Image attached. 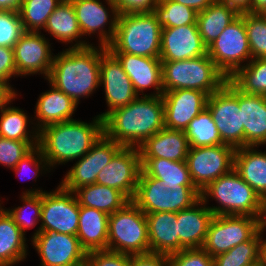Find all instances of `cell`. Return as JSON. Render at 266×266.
Listing matches in <instances>:
<instances>
[{
	"label": "cell",
	"mask_w": 266,
	"mask_h": 266,
	"mask_svg": "<svg viewBox=\"0 0 266 266\" xmlns=\"http://www.w3.org/2000/svg\"><path fill=\"white\" fill-rule=\"evenodd\" d=\"M118 14L152 12L159 0H112Z\"/></svg>",
	"instance_id": "681fc988"
},
{
	"label": "cell",
	"mask_w": 266,
	"mask_h": 266,
	"mask_svg": "<svg viewBox=\"0 0 266 266\" xmlns=\"http://www.w3.org/2000/svg\"><path fill=\"white\" fill-rule=\"evenodd\" d=\"M112 54L120 62L139 96L163 95L162 65L160 58L137 56L128 53ZM149 88H153L154 91L153 93L146 94L144 91Z\"/></svg>",
	"instance_id": "7402d4cb"
},
{
	"label": "cell",
	"mask_w": 266,
	"mask_h": 266,
	"mask_svg": "<svg viewBox=\"0 0 266 266\" xmlns=\"http://www.w3.org/2000/svg\"><path fill=\"white\" fill-rule=\"evenodd\" d=\"M141 171L139 148L123 146L99 172L96 183L117 189L133 200Z\"/></svg>",
	"instance_id": "ac0fdd59"
},
{
	"label": "cell",
	"mask_w": 266,
	"mask_h": 266,
	"mask_svg": "<svg viewBox=\"0 0 266 266\" xmlns=\"http://www.w3.org/2000/svg\"><path fill=\"white\" fill-rule=\"evenodd\" d=\"M141 170L149 177L179 186H194L186 161H171L164 158H141Z\"/></svg>",
	"instance_id": "e575fe53"
},
{
	"label": "cell",
	"mask_w": 266,
	"mask_h": 266,
	"mask_svg": "<svg viewBox=\"0 0 266 266\" xmlns=\"http://www.w3.org/2000/svg\"><path fill=\"white\" fill-rule=\"evenodd\" d=\"M210 111L223 144L239 149L244 147L242 111L238 105V88L228 79L217 92L208 96Z\"/></svg>",
	"instance_id": "30bf717a"
},
{
	"label": "cell",
	"mask_w": 266,
	"mask_h": 266,
	"mask_svg": "<svg viewBox=\"0 0 266 266\" xmlns=\"http://www.w3.org/2000/svg\"><path fill=\"white\" fill-rule=\"evenodd\" d=\"M145 215L148 223L150 253L169 256L180 252L177 213L155 212Z\"/></svg>",
	"instance_id": "484cf974"
},
{
	"label": "cell",
	"mask_w": 266,
	"mask_h": 266,
	"mask_svg": "<svg viewBox=\"0 0 266 266\" xmlns=\"http://www.w3.org/2000/svg\"><path fill=\"white\" fill-rule=\"evenodd\" d=\"M87 266H131V255L110 250H95L86 253Z\"/></svg>",
	"instance_id": "7dc6e473"
},
{
	"label": "cell",
	"mask_w": 266,
	"mask_h": 266,
	"mask_svg": "<svg viewBox=\"0 0 266 266\" xmlns=\"http://www.w3.org/2000/svg\"><path fill=\"white\" fill-rule=\"evenodd\" d=\"M238 16L235 10L220 0H215L205 10L198 12L196 23L204 45L208 47L213 43Z\"/></svg>",
	"instance_id": "d6a6232c"
},
{
	"label": "cell",
	"mask_w": 266,
	"mask_h": 266,
	"mask_svg": "<svg viewBox=\"0 0 266 266\" xmlns=\"http://www.w3.org/2000/svg\"><path fill=\"white\" fill-rule=\"evenodd\" d=\"M229 80L246 94L266 96V58L252 59Z\"/></svg>",
	"instance_id": "8d00e7d4"
},
{
	"label": "cell",
	"mask_w": 266,
	"mask_h": 266,
	"mask_svg": "<svg viewBox=\"0 0 266 266\" xmlns=\"http://www.w3.org/2000/svg\"><path fill=\"white\" fill-rule=\"evenodd\" d=\"M49 41L42 32L25 31L21 35L13 47L18 77L41 74L48 78L55 55Z\"/></svg>",
	"instance_id": "d6986e66"
},
{
	"label": "cell",
	"mask_w": 266,
	"mask_h": 266,
	"mask_svg": "<svg viewBox=\"0 0 266 266\" xmlns=\"http://www.w3.org/2000/svg\"><path fill=\"white\" fill-rule=\"evenodd\" d=\"M153 14L162 28L197 24V12L173 0H159L153 8Z\"/></svg>",
	"instance_id": "60d3db41"
},
{
	"label": "cell",
	"mask_w": 266,
	"mask_h": 266,
	"mask_svg": "<svg viewBox=\"0 0 266 266\" xmlns=\"http://www.w3.org/2000/svg\"><path fill=\"white\" fill-rule=\"evenodd\" d=\"M48 35L62 44H71L68 48H85L93 45L82 39L76 13L71 1L63 0L48 17L43 29ZM75 43H74V42ZM90 43V44H89Z\"/></svg>",
	"instance_id": "83f0119b"
},
{
	"label": "cell",
	"mask_w": 266,
	"mask_h": 266,
	"mask_svg": "<svg viewBox=\"0 0 266 266\" xmlns=\"http://www.w3.org/2000/svg\"><path fill=\"white\" fill-rule=\"evenodd\" d=\"M165 127L162 96H138L103 119L104 135L124 147H140Z\"/></svg>",
	"instance_id": "6da1fadb"
},
{
	"label": "cell",
	"mask_w": 266,
	"mask_h": 266,
	"mask_svg": "<svg viewBox=\"0 0 266 266\" xmlns=\"http://www.w3.org/2000/svg\"><path fill=\"white\" fill-rule=\"evenodd\" d=\"M107 250L130 255L150 253L146 215L132 200L109 215Z\"/></svg>",
	"instance_id": "ba28073f"
},
{
	"label": "cell",
	"mask_w": 266,
	"mask_h": 266,
	"mask_svg": "<svg viewBox=\"0 0 266 266\" xmlns=\"http://www.w3.org/2000/svg\"><path fill=\"white\" fill-rule=\"evenodd\" d=\"M18 78L13 47L0 46V84L9 88L14 94H18L10 84L11 79Z\"/></svg>",
	"instance_id": "c3c4849f"
},
{
	"label": "cell",
	"mask_w": 266,
	"mask_h": 266,
	"mask_svg": "<svg viewBox=\"0 0 266 266\" xmlns=\"http://www.w3.org/2000/svg\"><path fill=\"white\" fill-rule=\"evenodd\" d=\"M109 215L95 208L80 206L76 236L86 251L107 250Z\"/></svg>",
	"instance_id": "f546056e"
},
{
	"label": "cell",
	"mask_w": 266,
	"mask_h": 266,
	"mask_svg": "<svg viewBox=\"0 0 266 266\" xmlns=\"http://www.w3.org/2000/svg\"><path fill=\"white\" fill-rule=\"evenodd\" d=\"M238 105L242 111L244 147L266 145V96L246 94L238 89Z\"/></svg>",
	"instance_id": "cb8c5ba5"
},
{
	"label": "cell",
	"mask_w": 266,
	"mask_h": 266,
	"mask_svg": "<svg viewBox=\"0 0 266 266\" xmlns=\"http://www.w3.org/2000/svg\"><path fill=\"white\" fill-rule=\"evenodd\" d=\"M23 0H0V10L19 11Z\"/></svg>",
	"instance_id": "db71d44e"
},
{
	"label": "cell",
	"mask_w": 266,
	"mask_h": 266,
	"mask_svg": "<svg viewBox=\"0 0 266 266\" xmlns=\"http://www.w3.org/2000/svg\"><path fill=\"white\" fill-rule=\"evenodd\" d=\"M259 146L235 149L234 169L262 200L266 199V151ZM258 150V151H257Z\"/></svg>",
	"instance_id": "f1b7e54d"
},
{
	"label": "cell",
	"mask_w": 266,
	"mask_h": 266,
	"mask_svg": "<svg viewBox=\"0 0 266 266\" xmlns=\"http://www.w3.org/2000/svg\"><path fill=\"white\" fill-rule=\"evenodd\" d=\"M103 134V119L98 115L91 122L74 119L39 130L38 147L53 170L82 158Z\"/></svg>",
	"instance_id": "3957f363"
},
{
	"label": "cell",
	"mask_w": 266,
	"mask_h": 266,
	"mask_svg": "<svg viewBox=\"0 0 266 266\" xmlns=\"http://www.w3.org/2000/svg\"><path fill=\"white\" fill-rule=\"evenodd\" d=\"M235 149L220 144L190 147L187 155L189 174L195 188L201 192L212 181L234 168Z\"/></svg>",
	"instance_id": "7c38bea8"
},
{
	"label": "cell",
	"mask_w": 266,
	"mask_h": 266,
	"mask_svg": "<svg viewBox=\"0 0 266 266\" xmlns=\"http://www.w3.org/2000/svg\"><path fill=\"white\" fill-rule=\"evenodd\" d=\"M163 91L192 89L208 96L219 91L228 80L206 54L181 61H161Z\"/></svg>",
	"instance_id": "8992f818"
},
{
	"label": "cell",
	"mask_w": 266,
	"mask_h": 266,
	"mask_svg": "<svg viewBox=\"0 0 266 266\" xmlns=\"http://www.w3.org/2000/svg\"><path fill=\"white\" fill-rule=\"evenodd\" d=\"M248 266H264L261 259H258L257 261L249 264Z\"/></svg>",
	"instance_id": "91938a15"
},
{
	"label": "cell",
	"mask_w": 266,
	"mask_h": 266,
	"mask_svg": "<svg viewBox=\"0 0 266 266\" xmlns=\"http://www.w3.org/2000/svg\"><path fill=\"white\" fill-rule=\"evenodd\" d=\"M201 199L195 186H179L146 176L142 171L133 202L144 213L179 212L192 207Z\"/></svg>",
	"instance_id": "52a82bcc"
},
{
	"label": "cell",
	"mask_w": 266,
	"mask_h": 266,
	"mask_svg": "<svg viewBox=\"0 0 266 266\" xmlns=\"http://www.w3.org/2000/svg\"><path fill=\"white\" fill-rule=\"evenodd\" d=\"M15 94L4 85L0 84V110Z\"/></svg>",
	"instance_id": "9f6ffc18"
},
{
	"label": "cell",
	"mask_w": 266,
	"mask_h": 266,
	"mask_svg": "<svg viewBox=\"0 0 266 266\" xmlns=\"http://www.w3.org/2000/svg\"><path fill=\"white\" fill-rule=\"evenodd\" d=\"M100 62L99 45L66 48L54 55L46 80L79 105L81 98H89L100 87Z\"/></svg>",
	"instance_id": "7a4b0ae2"
},
{
	"label": "cell",
	"mask_w": 266,
	"mask_h": 266,
	"mask_svg": "<svg viewBox=\"0 0 266 266\" xmlns=\"http://www.w3.org/2000/svg\"><path fill=\"white\" fill-rule=\"evenodd\" d=\"M80 205L75 192L60 184L52 191L42 193L41 220L31 239L40 232H56L76 236Z\"/></svg>",
	"instance_id": "8fae6325"
},
{
	"label": "cell",
	"mask_w": 266,
	"mask_h": 266,
	"mask_svg": "<svg viewBox=\"0 0 266 266\" xmlns=\"http://www.w3.org/2000/svg\"><path fill=\"white\" fill-rule=\"evenodd\" d=\"M205 204L215 200L217 206L207 207L213 215H237L259 218L263 200L233 168L229 173L210 182L200 192Z\"/></svg>",
	"instance_id": "5b68a950"
},
{
	"label": "cell",
	"mask_w": 266,
	"mask_h": 266,
	"mask_svg": "<svg viewBox=\"0 0 266 266\" xmlns=\"http://www.w3.org/2000/svg\"><path fill=\"white\" fill-rule=\"evenodd\" d=\"M0 202V266H15L27 258V237Z\"/></svg>",
	"instance_id": "4dcf8cb0"
},
{
	"label": "cell",
	"mask_w": 266,
	"mask_h": 266,
	"mask_svg": "<svg viewBox=\"0 0 266 266\" xmlns=\"http://www.w3.org/2000/svg\"><path fill=\"white\" fill-rule=\"evenodd\" d=\"M184 132L190 147L216 146L223 144L219 130L207 108L192 119Z\"/></svg>",
	"instance_id": "74e56055"
},
{
	"label": "cell",
	"mask_w": 266,
	"mask_h": 266,
	"mask_svg": "<svg viewBox=\"0 0 266 266\" xmlns=\"http://www.w3.org/2000/svg\"><path fill=\"white\" fill-rule=\"evenodd\" d=\"M207 54L197 24L179 27L162 28L161 31V61H181L198 58Z\"/></svg>",
	"instance_id": "44dd1931"
},
{
	"label": "cell",
	"mask_w": 266,
	"mask_h": 266,
	"mask_svg": "<svg viewBox=\"0 0 266 266\" xmlns=\"http://www.w3.org/2000/svg\"><path fill=\"white\" fill-rule=\"evenodd\" d=\"M24 32L18 11L0 10V46L14 47Z\"/></svg>",
	"instance_id": "ee69618b"
},
{
	"label": "cell",
	"mask_w": 266,
	"mask_h": 266,
	"mask_svg": "<svg viewBox=\"0 0 266 266\" xmlns=\"http://www.w3.org/2000/svg\"><path fill=\"white\" fill-rule=\"evenodd\" d=\"M165 128L185 131L194 117L206 108L208 95L200 90L176 89L164 92Z\"/></svg>",
	"instance_id": "ffe728a7"
},
{
	"label": "cell",
	"mask_w": 266,
	"mask_h": 266,
	"mask_svg": "<svg viewBox=\"0 0 266 266\" xmlns=\"http://www.w3.org/2000/svg\"><path fill=\"white\" fill-rule=\"evenodd\" d=\"M48 84L50 90L42 92L35 104L33 121L38 131L50 124L74 120L72 116L78 107L64 92Z\"/></svg>",
	"instance_id": "d4e9b609"
},
{
	"label": "cell",
	"mask_w": 266,
	"mask_h": 266,
	"mask_svg": "<svg viewBox=\"0 0 266 266\" xmlns=\"http://www.w3.org/2000/svg\"><path fill=\"white\" fill-rule=\"evenodd\" d=\"M189 142L182 130L163 128L140 147V158H164L171 161H186Z\"/></svg>",
	"instance_id": "4316f807"
},
{
	"label": "cell",
	"mask_w": 266,
	"mask_h": 266,
	"mask_svg": "<svg viewBox=\"0 0 266 266\" xmlns=\"http://www.w3.org/2000/svg\"><path fill=\"white\" fill-rule=\"evenodd\" d=\"M162 27L153 12L118 14L116 33L107 49L159 58Z\"/></svg>",
	"instance_id": "277c9868"
},
{
	"label": "cell",
	"mask_w": 266,
	"mask_h": 266,
	"mask_svg": "<svg viewBox=\"0 0 266 266\" xmlns=\"http://www.w3.org/2000/svg\"><path fill=\"white\" fill-rule=\"evenodd\" d=\"M262 236L259 230L248 240L213 257L214 266H248L260 259Z\"/></svg>",
	"instance_id": "ab89813d"
},
{
	"label": "cell",
	"mask_w": 266,
	"mask_h": 266,
	"mask_svg": "<svg viewBox=\"0 0 266 266\" xmlns=\"http://www.w3.org/2000/svg\"><path fill=\"white\" fill-rule=\"evenodd\" d=\"M38 141H17L0 137V165L13 169L26 156Z\"/></svg>",
	"instance_id": "7bdbcfd3"
},
{
	"label": "cell",
	"mask_w": 266,
	"mask_h": 266,
	"mask_svg": "<svg viewBox=\"0 0 266 266\" xmlns=\"http://www.w3.org/2000/svg\"><path fill=\"white\" fill-rule=\"evenodd\" d=\"M207 55L227 79L252 60L244 14L232 21L207 47Z\"/></svg>",
	"instance_id": "9c48e42d"
},
{
	"label": "cell",
	"mask_w": 266,
	"mask_h": 266,
	"mask_svg": "<svg viewBox=\"0 0 266 266\" xmlns=\"http://www.w3.org/2000/svg\"><path fill=\"white\" fill-rule=\"evenodd\" d=\"M43 192L46 191L42 188H29L23 191L20 196V200L23 202L22 206L12 209L5 207V210L12 217L14 223L24 234L27 230L34 228L40 223Z\"/></svg>",
	"instance_id": "d590c367"
},
{
	"label": "cell",
	"mask_w": 266,
	"mask_h": 266,
	"mask_svg": "<svg viewBox=\"0 0 266 266\" xmlns=\"http://www.w3.org/2000/svg\"><path fill=\"white\" fill-rule=\"evenodd\" d=\"M31 245L40 257L39 266H82L86 264V251L77 236L40 232L33 237Z\"/></svg>",
	"instance_id": "9a60e30c"
},
{
	"label": "cell",
	"mask_w": 266,
	"mask_h": 266,
	"mask_svg": "<svg viewBox=\"0 0 266 266\" xmlns=\"http://www.w3.org/2000/svg\"><path fill=\"white\" fill-rule=\"evenodd\" d=\"M80 206L95 208L108 215L121 209L130 200L119 190L97 183L75 191Z\"/></svg>",
	"instance_id": "836d02e7"
},
{
	"label": "cell",
	"mask_w": 266,
	"mask_h": 266,
	"mask_svg": "<svg viewBox=\"0 0 266 266\" xmlns=\"http://www.w3.org/2000/svg\"><path fill=\"white\" fill-rule=\"evenodd\" d=\"M168 266H214V260L203 248L183 249L168 256Z\"/></svg>",
	"instance_id": "bcb514c9"
},
{
	"label": "cell",
	"mask_w": 266,
	"mask_h": 266,
	"mask_svg": "<svg viewBox=\"0 0 266 266\" xmlns=\"http://www.w3.org/2000/svg\"><path fill=\"white\" fill-rule=\"evenodd\" d=\"M83 38L97 33V45L108 47L116 33L118 12L112 0H70ZM107 4L108 6L106 7ZM108 25V26H107ZM108 27V28H106ZM94 34V35H93ZM86 36V37H85Z\"/></svg>",
	"instance_id": "5bb4252c"
},
{
	"label": "cell",
	"mask_w": 266,
	"mask_h": 266,
	"mask_svg": "<svg viewBox=\"0 0 266 266\" xmlns=\"http://www.w3.org/2000/svg\"><path fill=\"white\" fill-rule=\"evenodd\" d=\"M184 6H188L194 9L197 13L205 10L210 6L215 0H173Z\"/></svg>",
	"instance_id": "f5cc1de1"
},
{
	"label": "cell",
	"mask_w": 266,
	"mask_h": 266,
	"mask_svg": "<svg viewBox=\"0 0 266 266\" xmlns=\"http://www.w3.org/2000/svg\"><path fill=\"white\" fill-rule=\"evenodd\" d=\"M225 3L239 15L244 13H252V0H220Z\"/></svg>",
	"instance_id": "816d5d0a"
},
{
	"label": "cell",
	"mask_w": 266,
	"mask_h": 266,
	"mask_svg": "<svg viewBox=\"0 0 266 266\" xmlns=\"http://www.w3.org/2000/svg\"><path fill=\"white\" fill-rule=\"evenodd\" d=\"M17 96L15 94L0 110V137L17 141H38L39 131L34 126L33 117L30 119L23 109L11 106Z\"/></svg>",
	"instance_id": "1f68e13d"
},
{
	"label": "cell",
	"mask_w": 266,
	"mask_h": 266,
	"mask_svg": "<svg viewBox=\"0 0 266 266\" xmlns=\"http://www.w3.org/2000/svg\"><path fill=\"white\" fill-rule=\"evenodd\" d=\"M122 147L103 134L87 154L76 160L64 175L60 185L68 191L75 192L80 187L96 183L99 172Z\"/></svg>",
	"instance_id": "2e32d148"
},
{
	"label": "cell",
	"mask_w": 266,
	"mask_h": 266,
	"mask_svg": "<svg viewBox=\"0 0 266 266\" xmlns=\"http://www.w3.org/2000/svg\"><path fill=\"white\" fill-rule=\"evenodd\" d=\"M213 216L202 199L192 207L177 212L180 251L202 248Z\"/></svg>",
	"instance_id": "603a6c76"
},
{
	"label": "cell",
	"mask_w": 266,
	"mask_h": 266,
	"mask_svg": "<svg viewBox=\"0 0 266 266\" xmlns=\"http://www.w3.org/2000/svg\"><path fill=\"white\" fill-rule=\"evenodd\" d=\"M258 230V218L214 215L202 248L214 257L248 241Z\"/></svg>",
	"instance_id": "4fadbf2b"
},
{
	"label": "cell",
	"mask_w": 266,
	"mask_h": 266,
	"mask_svg": "<svg viewBox=\"0 0 266 266\" xmlns=\"http://www.w3.org/2000/svg\"><path fill=\"white\" fill-rule=\"evenodd\" d=\"M63 0H23L19 9L20 19L26 32H41L48 17Z\"/></svg>",
	"instance_id": "f35d334b"
},
{
	"label": "cell",
	"mask_w": 266,
	"mask_h": 266,
	"mask_svg": "<svg viewBox=\"0 0 266 266\" xmlns=\"http://www.w3.org/2000/svg\"><path fill=\"white\" fill-rule=\"evenodd\" d=\"M260 259L263 262V265L266 266V238L261 241L260 246Z\"/></svg>",
	"instance_id": "680465c9"
},
{
	"label": "cell",
	"mask_w": 266,
	"mask_h": 266,
	"mask_svg": "<svg viewBox=\"0 0 266 266\" xmlns=\"http://www.w3.org/2000/svg\"><path fill=\"white\" fill-rule=\"evenodd\" d=\"M52 169L48 165V162L44 158L41 149L37 146L34 147L26 156H24L12 169L16 173V176L28 174L29 179L35 180L42 174L49 173ZM32 171V172H31ZM47 171V172H46ZM24 173V174H23ZM20 175V177H21Z\"/></svg>",
	"instance_id": "f6af8a7d"
},
{
	"label": "cell",
	"mask_w": 266,
	"mask_h": 266,
	"mask_svg": "<svg viewBox=\"0 0 266 266\" xmlns=\"http://www.w3.org/2000/svg\"><path fill=\"white\" fill-rule=\"evenodd\" d=\"M251 58H266V14L244 13Z\"/></svg>",
	"instance_id": "b9f144b4"
},
{
	"label": "cell",
	"mask_w": 266,
	"mask_h": 266,
	"mask_svg": "<svg viewBox=\"0 0 266 266\" xmlns=\"http://www.w3.org/2000/svg\"><path fill=\"white\" fill-rule=\"evenodd\" d=\"M131 266H168V256L157 253L131 255Z\"/></svg>",
	"instance_id": "f907efd6"
},
{
	"label": "cell",
	"mask_w": 266,
	"mask_h": 266,
	"mask_svg": "<svg viewBox=\"0 0 266 266\" xmlns=\"http://www.w3.org/2000/svg\"><path fill=\"white\" fill-rule=\"evenodd\" d=\"M259 233L262 238L265 237L263 234L266 231V199L263 200L260 216L258 218Z\"/></svg>",
	"instance_id": "11a10c76"
},
{
	"label": "cell",
	"mask_w": 266,
	"mask_h": 266,
	"mask_svg": "<svg viewBox=\"0 0 266 266\" xmlns=\"http://www.w3.org/2000/svg\"><path fill=\"white\" fill-rule=\"evenodd\" d=\"M252 13L266 14V0H252Z\"/></svg>",
	"instance_id": "6f0895ef"
},
{
	"label": "cell",
	"mask_w": 266,
	"mask_h": 266,
	"mask_svg": "<svg viewBox=\"0 0 266 266\" xmlns=\"http://www.w3.org/2000/svg\"><path fill=\"white\" fill-rule=\"evenodd\" d=\"M100 86L104 88L108 107L107 111L98 114L101 119L114 109L128 105L139 96L118 59L104 46H101Z\"/></svg>",
	"instance_id": "e0dca14e"
}]
</instances>
